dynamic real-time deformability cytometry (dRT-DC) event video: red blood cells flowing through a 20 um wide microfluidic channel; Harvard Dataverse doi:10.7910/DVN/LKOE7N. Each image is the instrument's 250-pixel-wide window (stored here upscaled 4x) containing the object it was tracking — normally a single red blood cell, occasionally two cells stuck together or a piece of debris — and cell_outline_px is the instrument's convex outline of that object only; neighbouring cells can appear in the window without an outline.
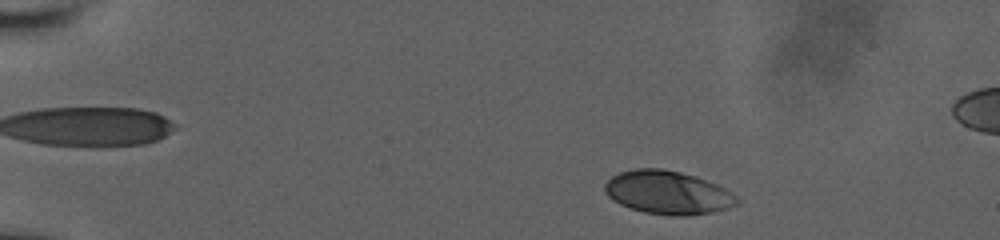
{"species": "human", "species_latin": "Homo sapiens", "temperature_condition": "room temperature", "stored_images_in_passage": 7, "camera_frame_rate_fps": 3000, "um_per_image_px": 0.085, "donor": {"sex": "male"}, "frame": {"image": 1, "passage_image": 3, "time_ms": 0.333, "image_size_px": [1000, 240], "cell_outline_px": [[740, 204], [728, 208], [712, 212], [688, 216], [672, 216], [644, 212], [620, 204], [612, 200], [604, 192], [604, 184], [612, 176], [620, 172], [636, 168], [660, 168], [680, 172], [696, 176], [716, 184], [732, 192], [740, 200]], "centroid_in_image_um": [56.77, 16.37], "position_along_channel_um": 28.2, "area_um2": 33.58}}
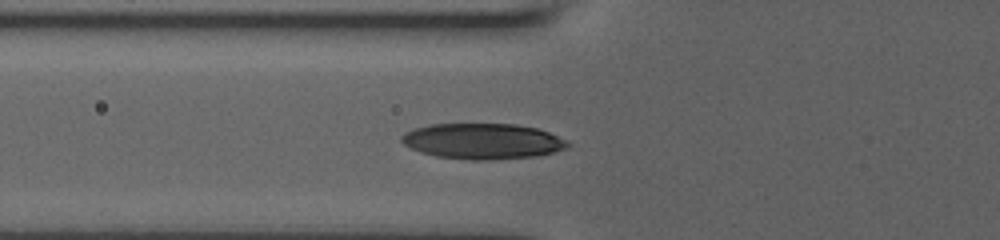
{"frame": {"image": 2, "passage_image": 7, "time_ms": 4.333, "image_size_px": [1000, 240], "cell_outline_px": [[572, 144], [568, 148], [556, 152], [536, 156], [492, 160], [472, 160], [436, 156], [420, 152], [404, 144], [400, 140], [400, 136], [404, 132], [416, 128], [432, 124], [516, 124], [536, 128], [548, 132]], "centroid_in_image_um": [41.03, 12.01], "position_along_channel_um": 84.8, "area_um2": 34.56}}